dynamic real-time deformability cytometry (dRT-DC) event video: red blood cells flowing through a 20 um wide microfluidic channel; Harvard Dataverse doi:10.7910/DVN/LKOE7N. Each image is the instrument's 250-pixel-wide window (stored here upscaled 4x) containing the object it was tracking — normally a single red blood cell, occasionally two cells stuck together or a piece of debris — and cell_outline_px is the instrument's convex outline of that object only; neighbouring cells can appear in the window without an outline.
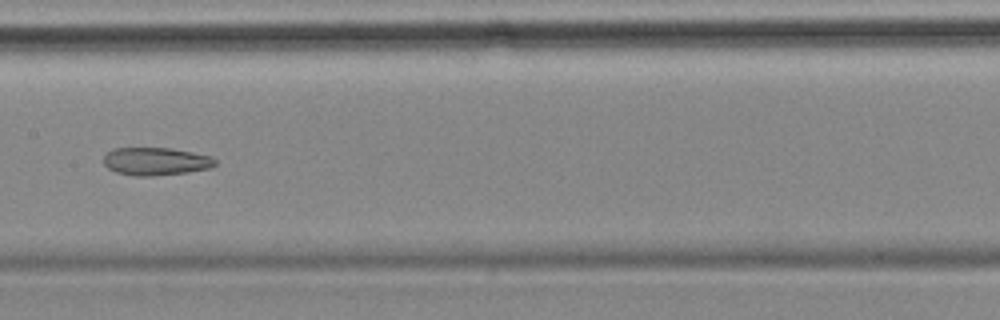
{"species": "common noctule bat (a hibernating species)", "species_latin": "Nyctalus noctula", "temperature_condition": "cold", "stored_images_in_passage": 10, "camera_frame_rate_fps": 3000, "um_per_image_px": 0.085, "animal": {"sex": "female", "body_mass_g": 18.4}, "frame": {"image": 1, "passage_image": 7, "time_ms": 7.333, "image_size_px": [1000, 320], "cell_outline_px": [[216, 164], [212, 168], [188, 172], [152, 176], [136, 176], [116, 172], [108, 168], [104, 164], [104, 156], [112, 148], [172, 148], [212, 156], [216, 160]], "centroid_in_image_um": [13.27, 13.71], "position_along_channel_um": 194.1, "area_um2": 18.21}}